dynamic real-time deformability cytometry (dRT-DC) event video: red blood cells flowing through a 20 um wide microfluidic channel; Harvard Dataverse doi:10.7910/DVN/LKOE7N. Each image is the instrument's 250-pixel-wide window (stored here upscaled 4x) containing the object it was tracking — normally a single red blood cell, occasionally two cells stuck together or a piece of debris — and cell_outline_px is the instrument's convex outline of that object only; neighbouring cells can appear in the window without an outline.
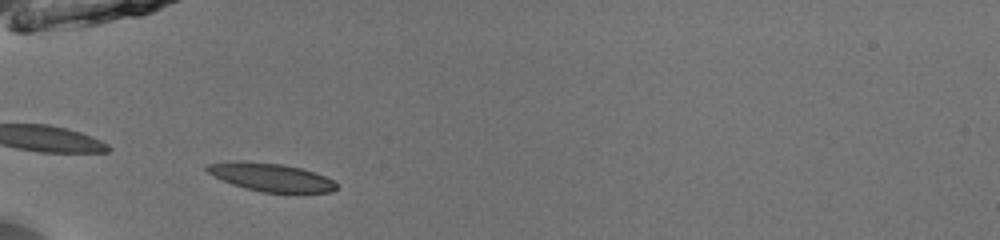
{"species": "common noctule bat (a hibernating species)", "species_latin": "Nyctalus noctula", "temperature_condition": "room temperature", "stored_images_in_passage": 13, "camera_frame_rate_fps": 3000, "um_per_image_px": 0.085, "animal": {"sex": "male", "body_mass_g": 13.0, "forearm_length_mm": 53.1}, "frame": {"image": 1, "passage_image": 1, "time_ms": 0.0, "image_size_px": [1000, 240], "cell_outline_px": [[336, 188], [332, 192], [264, 192], [244, 188], [232, 184], [208, 172], [204, 168], [208, 164], [232, 160], [244, 160], [284, 164], [300, 168], [324, 176], [332, 180], [336, 184]], "centroid_in_image_um": [22.98, 15.04], "position_along_channel_um": 62.0, "area_um2": 21.04}}
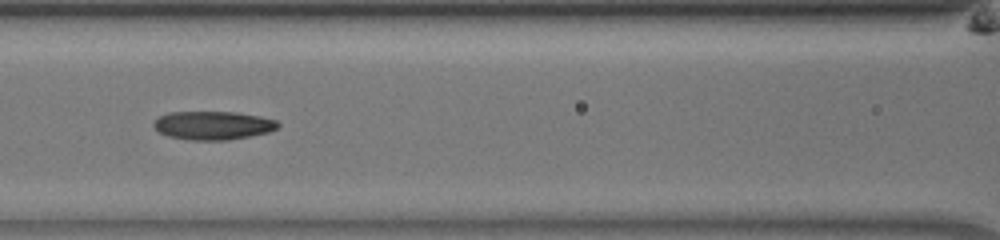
{"frame": {"image": 2, "passage_image": 8, "time_ms": 2.333, "image_size_px": [1000, 240], "cell_outline_px": [[280, 124], [276, 128], [268, 132], [228, 140], [192, 140], [168, 136], [160, 132], [152, 124], [160, 116], [168, 112], [236, 112], [260, 116], [276, 120]], "centroid_in_image_um": [18.11, 10.65], "position_along_channel_um": 148.5, "area_um2": 20.46}}
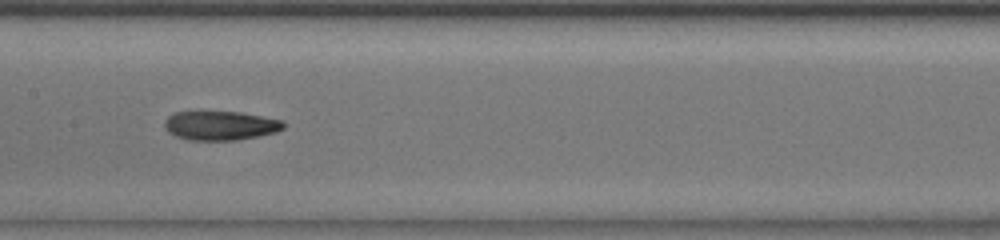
{"frame": {"image": 3, "passage_image": 11, "time_ms": 3.333, "image_size_px": [1000, 240], "cell_outline_px": [[284, 128], [276, 132], [236, 140], [188, 140], [176, 136], [168, 132], [164, 128], [164, 120], [168, 116], [176, 112], [240, 112], [284, 120]], "centroid_in_image_um": [18.72, 10.67], "position_along_channel_um": 188.7, "area_um2": 20.17}}